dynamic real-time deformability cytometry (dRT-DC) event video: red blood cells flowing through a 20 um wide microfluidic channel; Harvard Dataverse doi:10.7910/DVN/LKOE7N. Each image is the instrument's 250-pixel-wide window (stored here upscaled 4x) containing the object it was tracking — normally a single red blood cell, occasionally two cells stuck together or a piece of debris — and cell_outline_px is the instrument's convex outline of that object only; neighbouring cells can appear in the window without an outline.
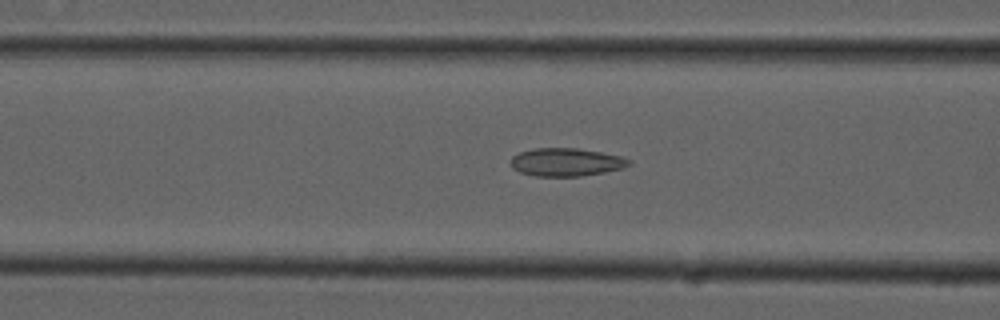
{"species": "common noctule bat (a hibernating species)", "species_latin": "Nyctalus noctula", "temperature_condition": "cold", "stored_images_in_passage": 39, "camera_frame_rate_fps": 3000, "um_per_image_px": 0.085, "animal": {"sex": "male", "forearm_length_mm": 52.5}, "frame": {"image": 1, "passage_image": 18, "time_ms": 5.667, "image_size_px": [1000, 320], "cell_outline_px": [[632, 164], [624, 168], [604, 172], [580, 176], [536, 176], [520, 172], [512, 168], [512, 156], [520, 152], [536, 148], [576, 148], [600, 152], [620, 156], [632, 160]], "centroid_in_image_um": [48.15, 13.78], "position_along_channel_um": 118.4, "area_um2": 19.25}}
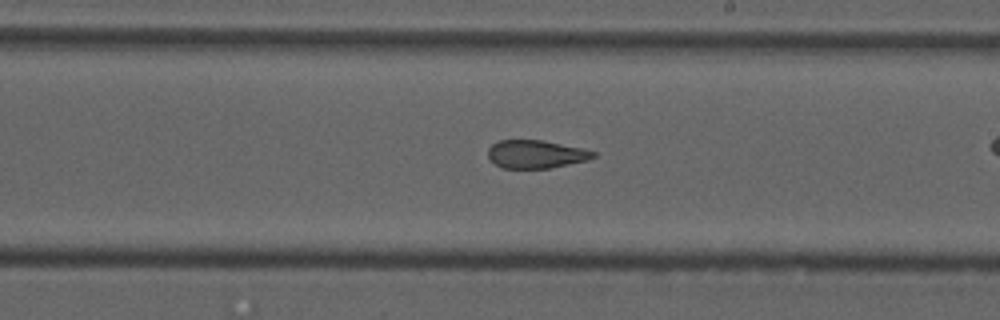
{"frame": {"image": 2, "passage_image": 28, "time_ms": 9.0, "image_size_px": [1000, 320], "cell_outline_px": [[596, 156], [588, 160], [548, 168], [504, 168], [496, 164], [488, 156], [488, 148], [492, 144], [500, 140], [544, 140], [584, 148], [596, 152]], "centroid_in_image_um": [45.58, 13.09], "position_along_channel_um": 243.4, "area_um2": 17.22}}
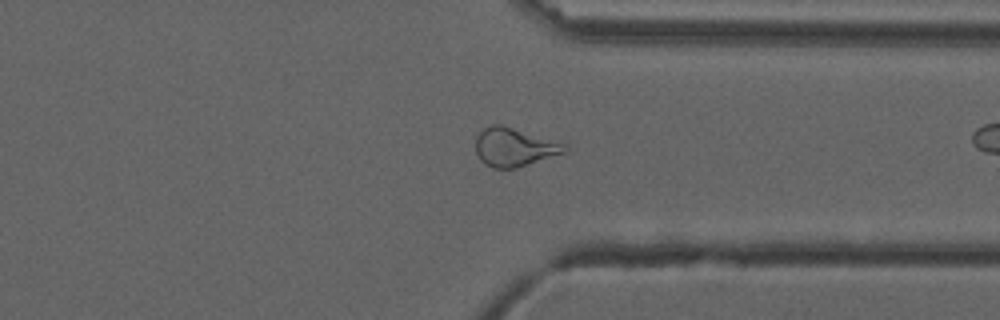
{"frame": {"image": 3, "passage_image": 38, "time_ms": 12.333, "image_size_px": [1000, 320], "cell_outline_px": [[568, 148], [564, 152], [516, 168], [492, 168], [484, 164], [480, 160], [476, 152], [476, 136], [484, 128], [492, 124], [500, 124], [568, 140]], "centroid_in_image_um": [43.81, 12.46], "position_along_channel_um": 367.6, "area_um2": 20.81}}